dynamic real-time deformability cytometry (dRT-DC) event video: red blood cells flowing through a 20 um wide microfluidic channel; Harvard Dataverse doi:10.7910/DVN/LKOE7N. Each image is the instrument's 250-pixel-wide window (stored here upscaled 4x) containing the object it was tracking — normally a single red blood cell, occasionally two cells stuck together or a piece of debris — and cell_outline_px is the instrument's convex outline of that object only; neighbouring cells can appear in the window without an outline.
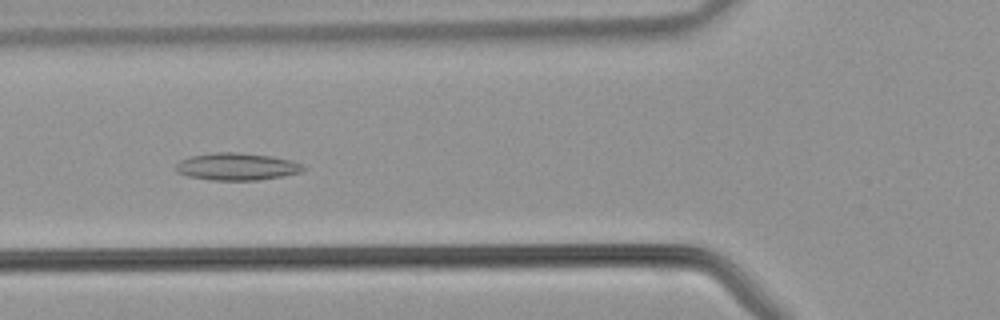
{"species": "common noctule bat (a hibernating species)", "species_latin": "Nyctalus noctula", "temperature_condition": "warm", "stored_images_in_passage": 41, "camera_frame_rate_fps": 3000, "um_per_image_px": 0.085, "animal": {"sex": "male", "body_mass_g": 21.5, "forearm_length_mm": 52.0}, "frame": {"image": 1, "passage_image": 14, "time_ms": 4.333, "image_size_px": [1000, 320], "cell_outline_px": [[308, 168], [300, 172], [284, 176], [260, 180], [212, 180], [188, 176], [176, 172], [176, 164], [180, 160], [192, 156], [212, 152], [236, 152], [272, 156], [292, 160]], "centroid_in_image_um": [20.15, 14.16], "position_along_channel_um": 105.7, "area_um2": 20.35}}
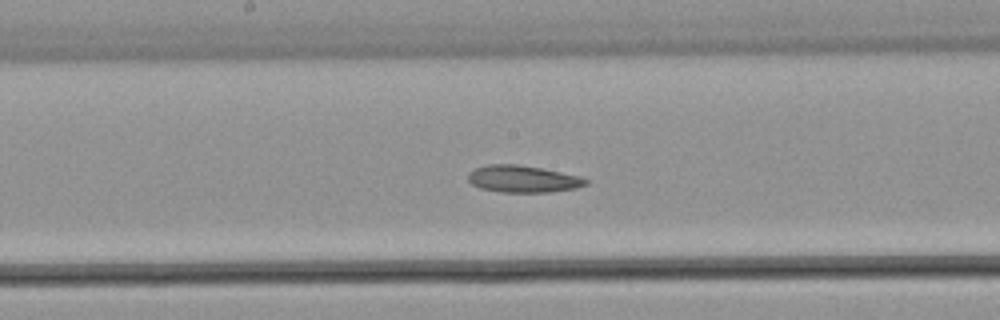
{"frame": {"image": 2, "passage_image": 20, "time_ms": 6.333, "image_size_px": [1000, 320], "cell_outline_px": [[588, 184], [576, 188], [548, 192], [500, 192], [480, 188], [472, 184], [468, 180], [468, 172], [476, 168], [488, 164], [516, 164], [540, 168], [580, 176], [588, 180]], "centroid_in_image_um": [44.43, 15.21], "position_along_channel_um": 203.8, "area_um2": 18.44}}
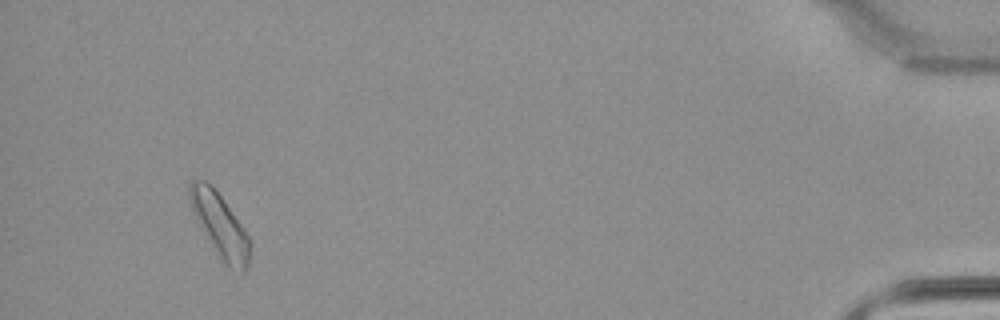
{"frame": {"image": 3, "passage_image": 38, "time_ms": 12.333, "image_size_px": [1000, 320], "cell_outline_px": [[248, 264], [244, 272], [228, 268], [220, 260], [196, 220], [188, 196], [188, 184], [192, 180], [204, 180], [212, 184], [240, 224], [248, 236]], "centroid_in_image_um": [18.63, 19.13], "position_along_channel_um": 416.6, "area_um2": 21.91}}